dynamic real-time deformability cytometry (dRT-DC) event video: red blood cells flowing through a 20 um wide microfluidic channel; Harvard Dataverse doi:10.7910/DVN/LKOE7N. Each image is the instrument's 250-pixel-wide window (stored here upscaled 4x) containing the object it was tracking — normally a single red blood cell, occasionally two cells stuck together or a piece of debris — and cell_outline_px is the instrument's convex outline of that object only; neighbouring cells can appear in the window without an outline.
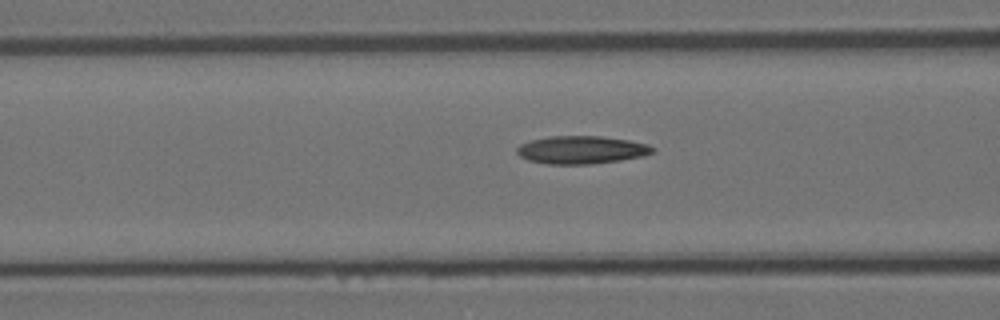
{"species": "Egyptian fruit bat (a non-hibernating species)", "species_latin": "Rousettus aegyptiacus", "temperature_condition": "room temperature", "stored_images_in_passage": 40, "camera_frame_rate_fps": 3000, "um_per_image_px": 0.085, "animal": {"sex": "female"}, "frame": {"image": 1, "passage_image": 18, "time_ms": 5.667, "image_size_px": [1000, 320], "cell_outline_px": [[656, 152], [644, 156], [620, 160], [588, 164], [548, 164], [528, 160], [520, 156], [516, 152], [516, 148], [520, 144], [532, 140], [548, 136], [600, 136], [628, 140], [648, 144], [656, 148]], "centroid_in_image_um": [49.45, 12.73], "position_along_channel_um": 117.2, "area_um2": 22.14}}
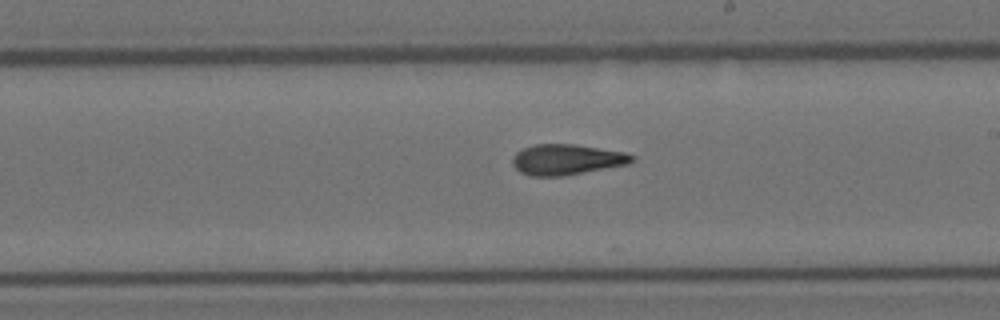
{"frame": {"image": 2, "passage_image": 28, "time_ms": 9.0, "image_size_px": [1000, 320], "cell_outline_px": [[636, 156], [628, 164], [564, 176], [532, 176], [520, 172], [512, 164], [512, 156], [516, 152], [524, 148], [536, 144], [572, 144], [624, 152]], "centroid_in_image_um": [48.14, 13.56], "position_along_channel_um": 240.9, "area_um2": 21.15}}
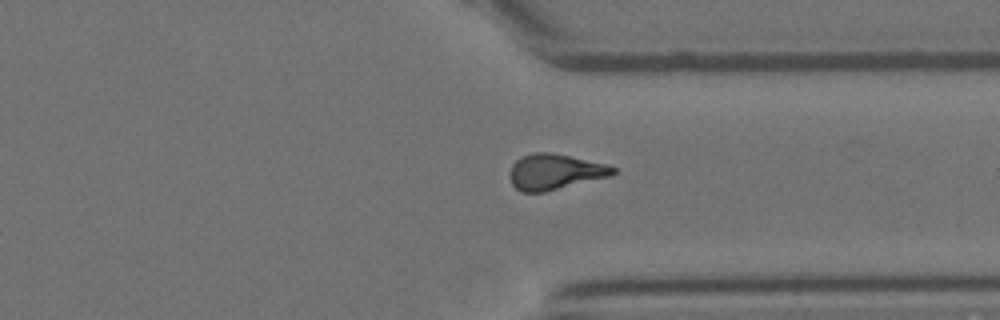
{"frame": {"image": 3, "passage_image": 38, "time_ms": 12.333, "image_size_px": [1000, 320], "cell_outline_px": [[616, 172], [612, 176], [544, 192], [520, 192], [512, 184], [512, 164], [516, 160], [532, 152], [552, 152], [604, 164], [616, 168]], "centroid_in_image_um": [47.19, 14.61], "position_along_channel_um": 364.2, "area_um2": 21.15}}